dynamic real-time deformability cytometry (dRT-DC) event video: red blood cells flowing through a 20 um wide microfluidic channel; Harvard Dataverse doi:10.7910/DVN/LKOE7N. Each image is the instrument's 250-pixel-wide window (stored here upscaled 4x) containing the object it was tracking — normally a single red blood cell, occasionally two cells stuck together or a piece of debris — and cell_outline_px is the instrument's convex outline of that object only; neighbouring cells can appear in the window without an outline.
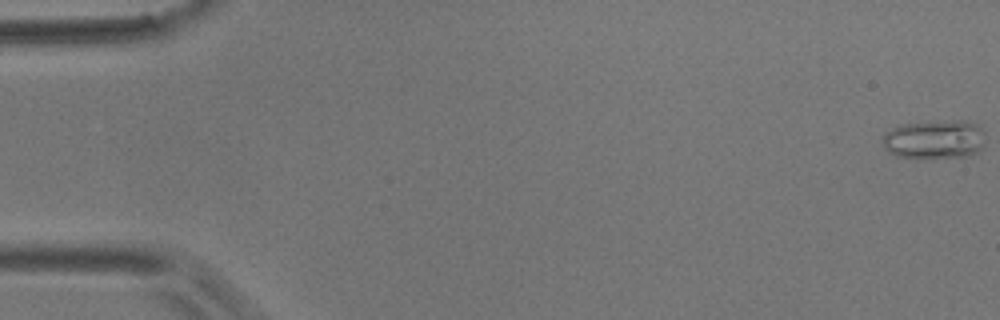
{"species": "common noctule bat (a hibernating species)", "species_latin": "Nyctalus noctula", "temperature_condition": "room temperature", "stored_images_in_passage": 57, "camera_frame_rate_fps": 3000, "um_per_image_px": 0.085, "animal": {"sex": "male", "body_mass_g": 17.9}, "frame": {"image": 1, "passage_image": 1, "time_ms": 0.0, "image_size_px": [1000, 320], "cell_outline_px": [[984, 144], [976, 152], [964, 156], [896, 156], [888, 152], [884, 148], [880, 140], [884, 132], [900, 124], [956, 120], [964, 120], [976, 124], [984, 132]], "centroid_in_image_um": [79.38, 11.81], "position_along_channel_um": 5.6, "area_um2": 22.95}}
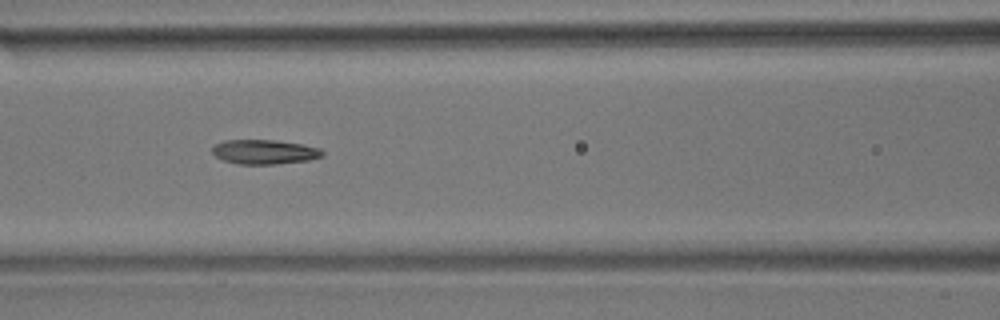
{"frame": {"image": 2, "passage_image": 25, "time_ms": 8.0, "image_size_px": [1000, 320], "cell_outline_px": [[324, 156], [308, 160], [276, 164], [240, 164], [224, 160], [216, 156], [212, 152], [212, 148], [216, 144], [224, 140], [276, 140], [300, 144], [320, 148], [324, 152]], "centroid_in_image_um": [22.49, 12.91], "position_along_channel_um": 144.1, "area_um2": 15.61}}
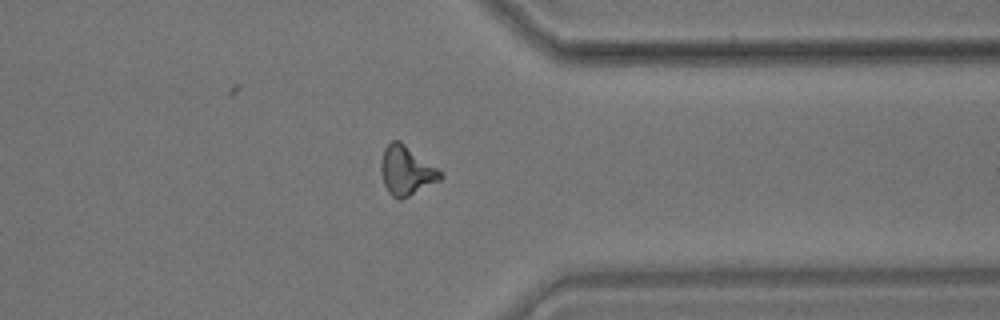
{"frame": {"image": 3, "passage_image": 45, "time_ms": 14.667, "image_size_px": [1000, 320], "cell_outline_px": [[444, 176], [440, 180], [400, 200], [396, 200], [388, 192], [384, 184], [380, 172], [380, 160], [384, 148], [392, 140], [400, 140], [436, 168]], "centroid_in_image_um": [34.49, 14.5], "position_along_channel_um": 376.9, "area_um2": 16.88}, "authors_computed_cell_mechanics": {"area_um2": 16.0684, "velocity_mm_per_s": 3.5719, "shape_relaxation_time_tau1_ms": 8.8053, "shape_relaxation_time_tau2_ms": 3.1852, "deformation_change_tau1": 0.1801, "deformation_change_tau2": 0.1137}}